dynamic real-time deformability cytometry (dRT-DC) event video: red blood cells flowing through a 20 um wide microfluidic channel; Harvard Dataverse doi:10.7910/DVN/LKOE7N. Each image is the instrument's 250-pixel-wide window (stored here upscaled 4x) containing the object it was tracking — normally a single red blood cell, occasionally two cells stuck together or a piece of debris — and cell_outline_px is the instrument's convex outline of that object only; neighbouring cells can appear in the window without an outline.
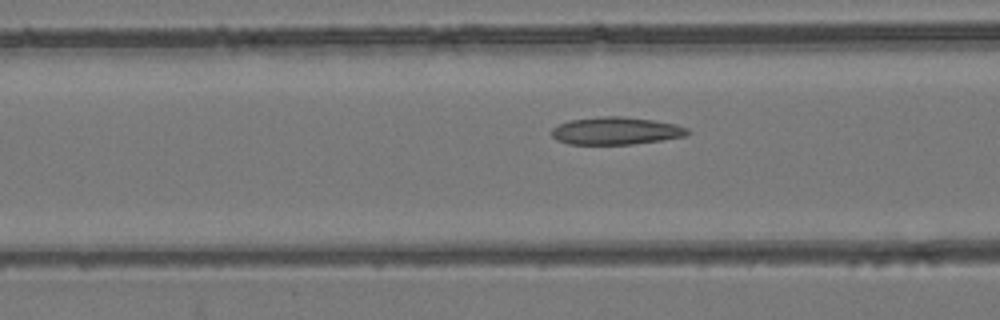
{"species": "common noctule bat (a hibernating species)", "species_latin": "Nyctalus noctula", "temperature_condition": "room temperature", "stored_images_in_passage": 39, "camera_frame_rate_fps": 3000, "um_per_image_px": 0.085, "animal": {"sex": "female", "body_mass_g": 24.6, "forearm_length_mm": 56.2}, "frame": {"image": 1, "passage_image": 6, "time_ms": 1.667, "image_size_px": [1000, 320], "cell_outline_px": [[692, 132], [688, 136], [632, 144], [568, 144], [556, 140], [548, 132], [552, 128], [568, 120], [600, 116], [620, 116], [652, 120], [676, 124], [688, 128]], "centroid_in_image_um": [52.34, 11.12], "position_along_channel_um": 114.3, "area_um2": 22.02}}
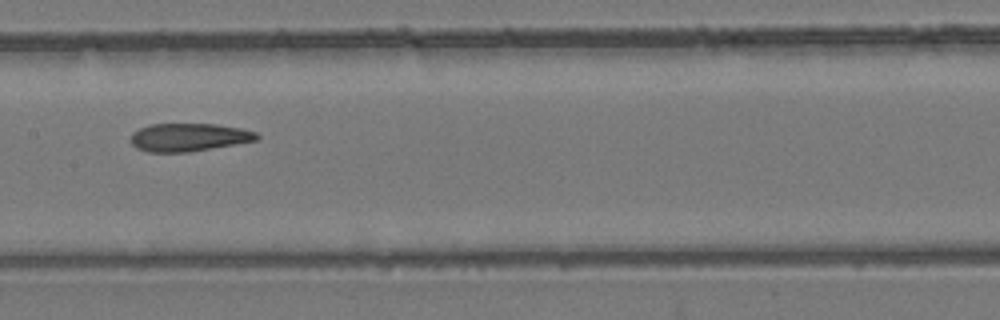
{"frame": {"image": 2, "passage_image": 12, "time_ms": 3.667, "image_size_px": [1000, 320], "cell_outline_px": [[260, 136], [256, 140], [188, 152], [148, 152], [136, 148], [132, 144], [132, 132], [148, 124], [216, 124], [240, 128], [256, 132]], "centroid_in_image_um": [16.02, 11.66], "position_along_channel_um": 191.4, "area_um2": 20.4}}
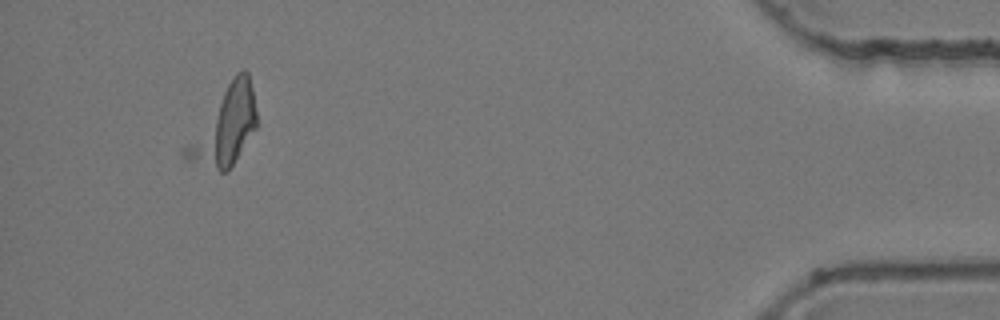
{"frame": {"image": 3, "passage_image": 35, "time_ms": 11.333, "image_size_px": [1000, 320], "cell_outline_px": [[256, 128], [228, 172], [220, 172], [184, 160], [180, 156], [180, 148], [236, 72], [244, 68], [248, 72], [252, 88], [256, 112]], "centroid_in_image_um": [19.02, 10.8], "position_along_channel_um": 416.2, "area_um2": 32.25}, "authors_computed_cell_mechanics": {"area_um2": 21.097, "velocity_mm_per_s": 3.8362, "shape_relaxation_time_tau1_ms": null, "shape_relaxation_time_tau2_ms": 1.6867, "deformation_change_tau1": null, "deformation_change_tau2": 0.0932}}